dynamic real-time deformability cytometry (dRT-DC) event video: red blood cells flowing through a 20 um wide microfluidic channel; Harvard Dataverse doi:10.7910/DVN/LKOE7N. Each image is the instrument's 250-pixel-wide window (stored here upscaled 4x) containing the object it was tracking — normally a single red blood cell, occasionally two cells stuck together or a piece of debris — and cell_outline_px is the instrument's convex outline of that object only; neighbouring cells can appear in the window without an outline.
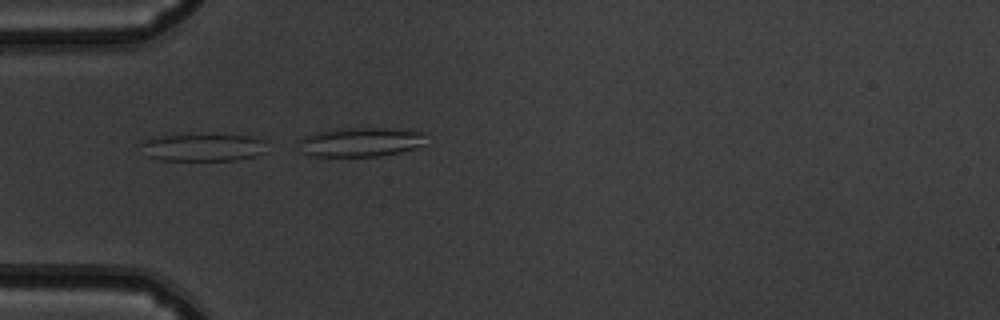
{"species": "common noctule bat (a hibernating species)", "species_latin": "Nyctalus noctula", "temperature_condition": "warm", "stored_images_in_passage": 9, "camera_frame_rate_fps": 3000, "um_per_image_px": 0.085, "animal": {"sex": "male", "body_mass_g": 19.5, "forearm_length_mm": 54.6}, "frame": {"image": 1, "passage_image": 7, "time_ms": 2.0, "image_size_px": [1000, 320], "cell_outline_px": [[264, 152], [256, 156], [236, 160], [160, 160], [148, 156], [140, 144], [148, 140], [164, 136], [252, 136], [264, 140]], "centroid_in_image_um": [17.3, 12.56], "position_along_channel_um": 67.7, "area_um2": 19.36}}